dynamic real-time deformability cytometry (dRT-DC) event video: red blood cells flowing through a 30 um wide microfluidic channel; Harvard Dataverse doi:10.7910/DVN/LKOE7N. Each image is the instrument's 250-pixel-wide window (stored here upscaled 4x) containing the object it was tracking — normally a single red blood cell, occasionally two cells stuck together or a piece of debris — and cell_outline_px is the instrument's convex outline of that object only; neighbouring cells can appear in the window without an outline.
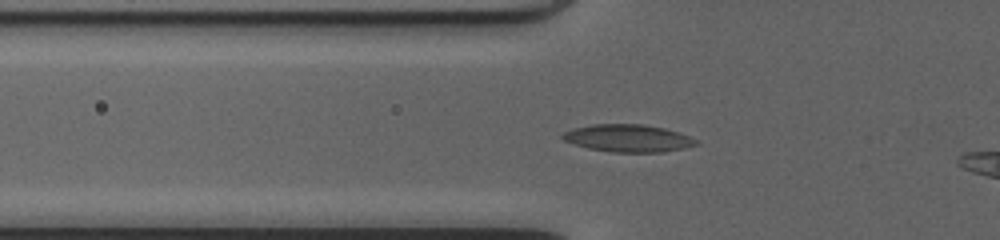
{"species": "common noctule bat (a hibernating species)", "species_latin": "Nyctalus noctula", "temperature_condition": "cold", "stored_images_in_passage": 41, "camera_frame_rate_fps": 3000, "um_per_image_px": 0.085, "animal": {"sex": "female", "body_mass_g": 20.0, "forearm_length_mm": 54.0}, "frame": {"image": 1, "passage_image": 13, "time_ms": 4.0, "image_size_px": [1000, 240], "cell_outline_px": [[700, 144], [684, 148], [660, 152], [612, 152], [588, 148], [564, 140], [560, 136], [564, 132], [576, 128], [592, 124], [644, 124], [664, 128], [688, 136], [696, 140]], "centroid_in_image_um": [53.39, 11.75], "position_along_channel_um": 72.4, "area_um2": 21.1}}
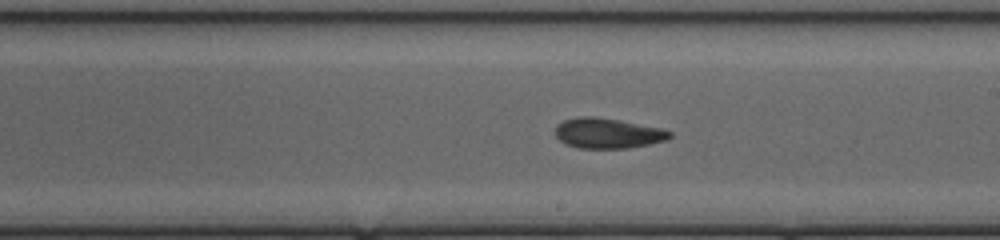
{"frame": {"image": 2, "passage_image": 25, "time_ms": 8.0, "image_size_px": [1000, 240], "cell_outline_px": [[672, 136], [664, 140], [648, 144], [628, 148], [580, 148], [568, 144], [560, 140], [556, 136], [556, 124], [564, 120], [580, 116], [592, 116], [620, 120], [660, 128], [672, 132]], "centroid_in_image_um": [51.64, 11.31], "position_along_channel_um": 237.4, "area_um2": 19.94}}
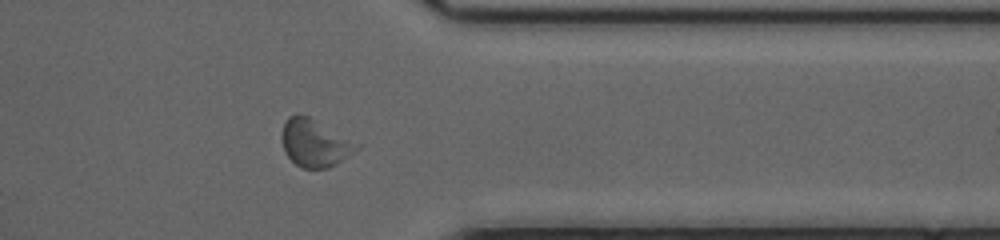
{"frame": {"image": 3, "passage_image": 36, "time_ms": 11.667, "image_size_px": [1000, 240], "cell_outline_px": [[364, 144], [360, 148], [328, 168], [300, 168], [284, 152], [280, 136], [284, 120], [288, 116], [308, 116]], "centroid_in_image_um": [26.77, 12.15], "position_along_channel_um": 384.6, "area_um2": 20.92}}